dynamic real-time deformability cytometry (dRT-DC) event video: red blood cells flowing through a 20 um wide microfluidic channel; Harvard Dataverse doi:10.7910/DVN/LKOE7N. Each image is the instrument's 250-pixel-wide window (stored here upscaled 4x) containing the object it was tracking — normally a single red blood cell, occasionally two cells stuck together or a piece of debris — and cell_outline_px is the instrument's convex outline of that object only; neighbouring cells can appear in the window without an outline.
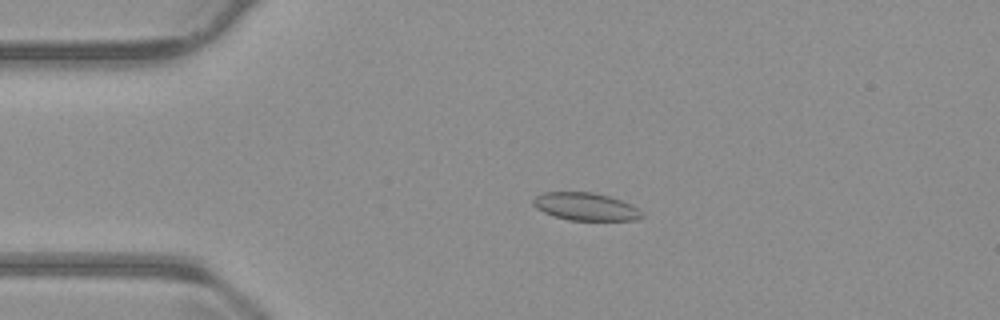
{"species": "common noctule bat (a hibernating species)", "species_latin": "Nyctalus noctula", "temperature_condition": "warm", "stored_images_in_passage": 54, "camera_frame_rate_fps": 3000, "um_per_image_px": 0.085, "animal": {"sex": "male", "body_mass_g": 23.1, "forearm_length_mm": 52.7}, "frame": {"image": 1, "passage_image": 11, "time_ms": 3.333, "image_size_px": [1000, 320], "cell_outline_px": [[644, 216], [636, 220], [568, 220], [544, 212], [536, 208], [532, 204], [532, 200], [536, 196], [544, 192], [592, 192], [608, 196], [632, 204], [644, 212]], "centroid_in_image_um": [49.8, 17.56], "position_along_channel_um": 35.2, "area_um2": 17.57}}
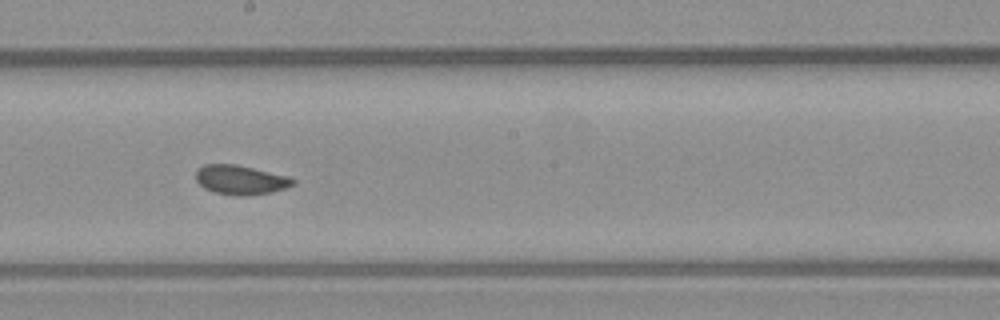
{"frame": {"image": 2, "passage_image": 29, "time_ms": 9.333, "image_size_px": [1000, 320], "cell_outline_px": [[296, 184], [272, 192], [244, 196], [236, 196], [216, 192], [204, 188], [196, 180], [196, 168], [204, 164], [236, 164], [288, 176], [296, 180]], "centroid_in_image_um": [20.44, 15.28], "position_along_channel_um": 227.8, "area_um2": 16.65}}
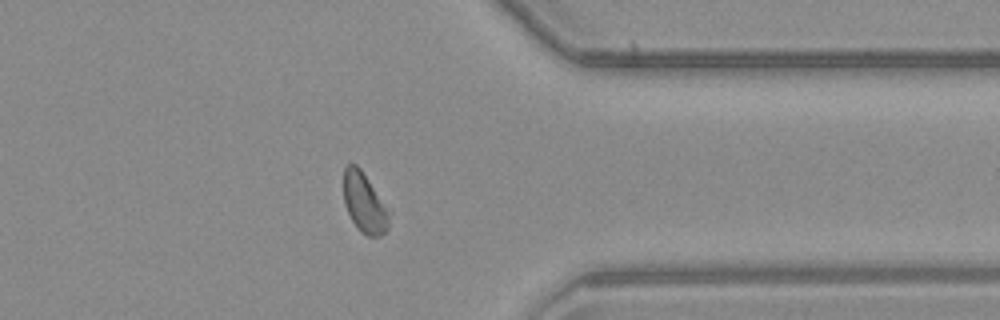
{"frame": {"image": 3, "passage_image": 42, "time_ms": 13.667, "image_size_px": [1000, 320], "cell_outline_px": [[392, 212], [388, 228], [380, 236], [368, 236], [360, 232], [352, 220], [344, 204], [344, 168], [348, 164], [356, 164], [360, 168]], "centroid_in_image_um": [31.01, 17.26], "position_along_channel_um": 380.4, "area_um2": 16.07}, "authors_computed_cell_mechanics": {"area_um2": 16.9932, "velocity_mm_per_s": 3.7845, "shape_relaxation_time_tau1_ms": null, "shape_relaxation_time_tau2_ms": 2.2104, "deformation_change_tau1": null, "deformation_change_tau2": 0.06}}